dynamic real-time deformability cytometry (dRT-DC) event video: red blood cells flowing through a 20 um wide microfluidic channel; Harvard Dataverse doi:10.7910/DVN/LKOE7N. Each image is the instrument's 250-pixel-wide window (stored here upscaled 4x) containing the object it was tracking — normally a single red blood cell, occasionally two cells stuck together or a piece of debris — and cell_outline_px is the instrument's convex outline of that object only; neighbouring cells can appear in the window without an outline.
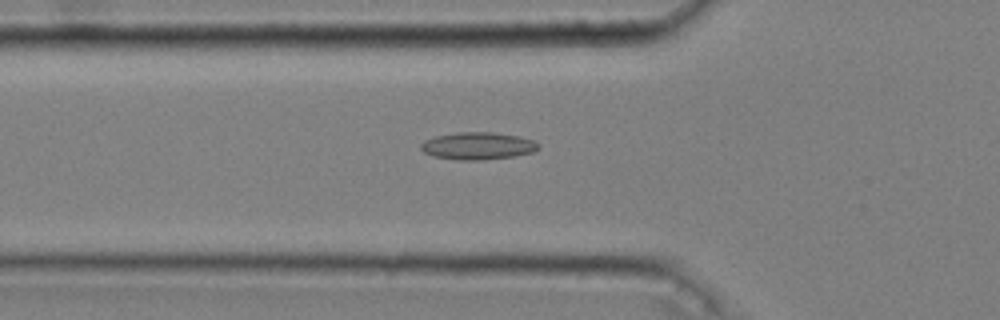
{"species": "common noctule bat (a hibernating species)", "species_latin": "Nyctalus noctula", "temperature_condition": "cold", "stored_images_in_passage": 41, "camera_frame_rate_fps": 3000, "um_per_image_px": 0.085, "animal": {"sex": "male", "body_mass_g": 20.4}, "frame": {"image": 1, "passage_image": 9, "time_ms": 2.667, "image_size_px": [1000, 320], "cell_outline_px": [[540, 148], [532, 152], [512, 156], [484, 160], [460, 160], [436, 156], [424, 152], [420, 148], [420, 144], [424, 140], [436, 136], [456, 132], [492, 132], [520, 136], [532, 140], [540, 144]], "centroid_in_image_um": [40.62, 12.39], "position_along_channel_um": 85.2, "area_um2": 18.67}}
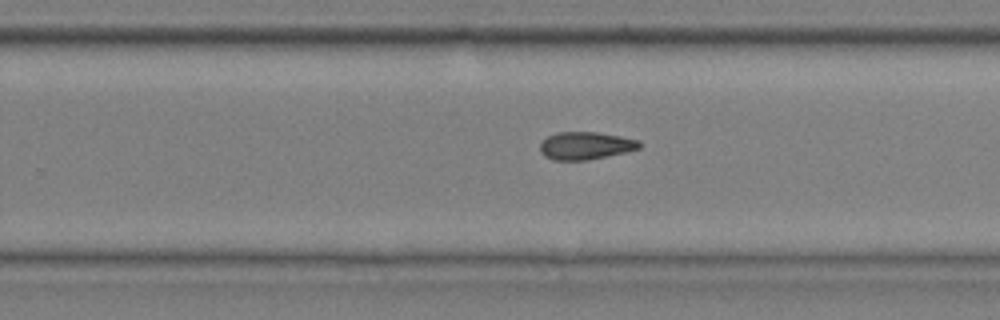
{"frame": {"image": 2, "passage_image": 25, "time_ms": 8.0, "image_size_px": [1000, 320], "cell_outline_px": [[640, 148], [624, 152], [584, 160], [552, 160], [544, 156], [540, 152], [540, 144], [548, 136], [556, 132], [596, 132], [620, 136], [640, 140]], "centroid_in_image_um": [49.74, 12.37], "position_along_channel_um": 280.1, "area_um2": 15.84}}
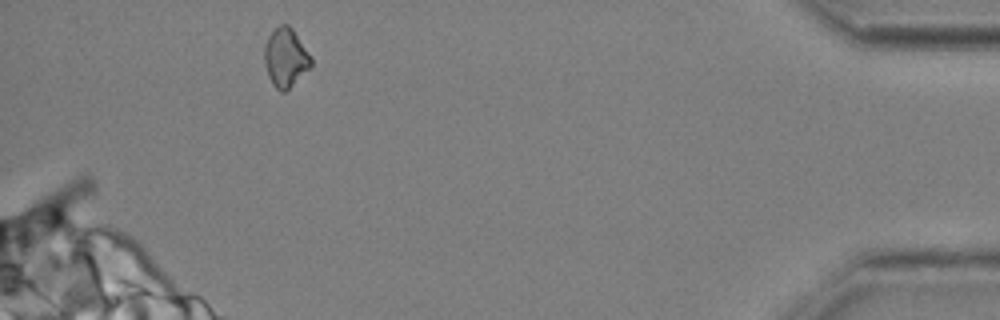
{"frame": {"image": 3, "passage_image": 40, "time_ms": 13.0, "image_size_px": [1000, 320], "cell_outline_px": [[312, 64], [284, 92], [280, 92], [272, 84], [268, 76], [264, 60], [264, 48], [268, 36], [280, 24], [288, 24], [292, 28], [312, 56]], "centroid_in_image_um": [24.26, 4.87], "position_along_channel_um": 410.9, "area_um2": 15.78}, "authors_computed_cell_mechanics": {"area_um2": 16.2996, "velocity_mm_per_s": 3.6467, "shape_relaxation_time_tau1_ms": 9.1283, "shape_relaxation_time_tau2_ms": 10.3134, "deformation_change_tau1": 0.1159, "deformation_change_tau2": 0.2157}}